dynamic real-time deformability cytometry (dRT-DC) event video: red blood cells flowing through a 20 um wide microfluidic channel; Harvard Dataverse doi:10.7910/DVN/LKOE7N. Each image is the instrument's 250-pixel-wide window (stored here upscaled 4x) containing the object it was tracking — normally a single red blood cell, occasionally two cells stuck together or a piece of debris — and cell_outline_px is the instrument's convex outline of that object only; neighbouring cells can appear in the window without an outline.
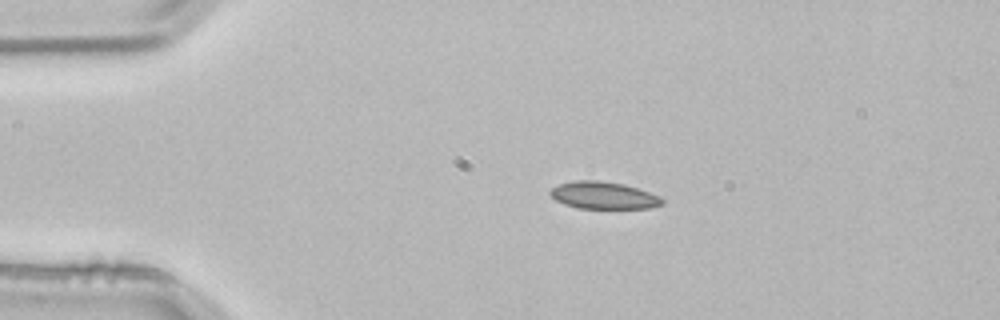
{"species": "common noctule bat (a hibernating species)", "species_latin": "Nyctalus noctula", "temperature_condition": "room temperature", "stored_images_in_passage": 2, "camera_frame_rate_fps": 3000, "um_per_image_px": 0.085, "animal": {"sex": "male", "body_mass_g": 21.5, "forearm_length_mm": 52.0}, "frame": {"image": 1, "passage_image": 1, "time_ms": 0.0, "image_size_px": [1000, 320], "cell_outline_px": [[664, 204], [648, 208], [576, 208], [564, 204], [556, 200], [548, 192], [552, 188], [560, 184], [572, 180], [600, 180], [624, 184], [660, 196], [664, 200]], "centroid_in_image_um": [51.29, 16.6], "position_along_channel_um": 33.7, "area_um2": 17.74}}